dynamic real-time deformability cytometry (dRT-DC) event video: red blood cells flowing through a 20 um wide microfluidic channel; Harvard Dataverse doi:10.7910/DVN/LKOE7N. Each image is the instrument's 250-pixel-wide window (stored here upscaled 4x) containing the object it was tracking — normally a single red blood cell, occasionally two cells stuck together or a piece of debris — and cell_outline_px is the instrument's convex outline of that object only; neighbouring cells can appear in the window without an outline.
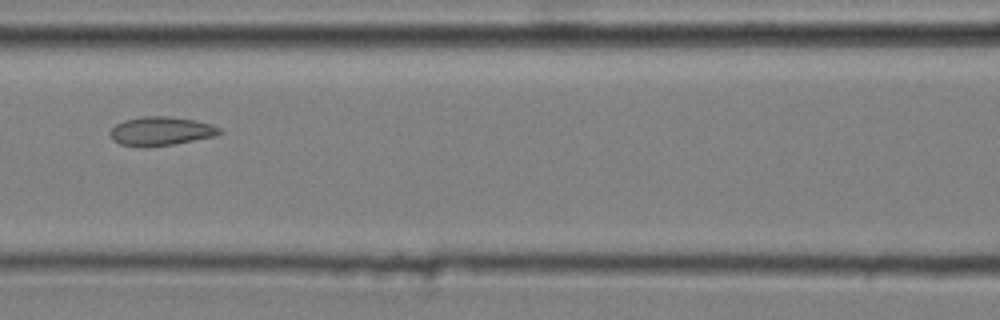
{"species": "common noctule bat (a hibernating species)", "species_latin": "Nyctalus noctula", "temperature_condition": "cold", "stored_images_in_passage": 9, "camera_frame_rate_fps": 3000, "um_per_image_px": 0.085, "animal": {"sex": "male", "body_mass_g": 20.4}, "frame": {"image": 1, "passage_image": 4, "time_ms": 1.0, "image_size_px": [1000, 320], "cell_outline_px": [[224, 132], [216, 136], [176, 144], [144, 148], [120, 144], [112, 140], [108, 132], [116, 124], [124, 120], [144, 116], [168, 116], [192, 120], [212, 124], [220, 128]], "centroid_in_image_um": [13.67, 11.16], "position_along_channel_um": 152.9, "area_um2": 18.67}}
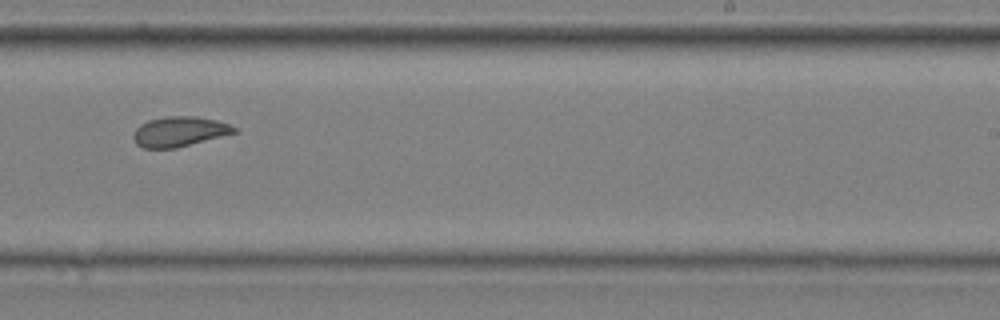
{"frame": {"image": 2, "passage_image": 7, "time_ms": 2.0, "image_size_px": [1000, 320], "cell_outline_px": [[240, 132], [176, 148], [144, 148], [136, 144], [132, 136], [136, 128], [140, 124], [148, 120], [164, 116], [196, 116], [216, 120], [240, 128]], "centroid_in_image_um": [15.28, 11.18], "position_along_channel_um": 273.7, "area_um2": 17.92}}
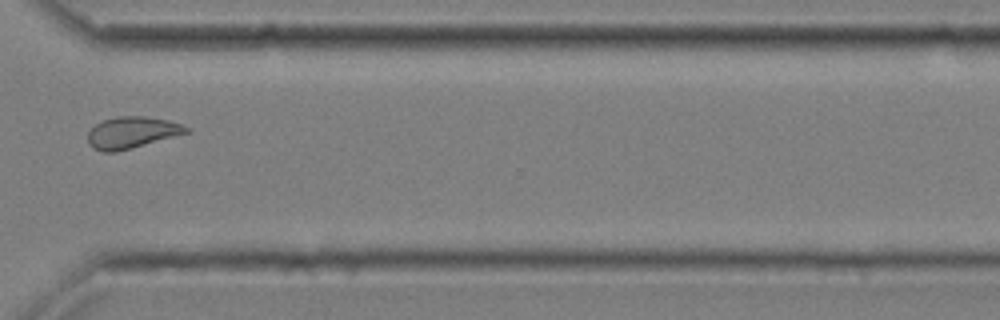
{"frame": {"image": 3, "passage_image": 9, "time_ms": 2.667, "image_size_px": [1000, 320], "cell_outline_px": [[188, 132], [132, 148], [116, 152], [104, 152], [92, 148], [88, 144], [88, 132], [100, 120], [116, 116], [144, 116], [168, 120], [180, 124], [188, 128]], "centroid_in_image_um": [11.14, 11.26], "position_along_channel_um": 359.5, "area_um2": 18.03}}